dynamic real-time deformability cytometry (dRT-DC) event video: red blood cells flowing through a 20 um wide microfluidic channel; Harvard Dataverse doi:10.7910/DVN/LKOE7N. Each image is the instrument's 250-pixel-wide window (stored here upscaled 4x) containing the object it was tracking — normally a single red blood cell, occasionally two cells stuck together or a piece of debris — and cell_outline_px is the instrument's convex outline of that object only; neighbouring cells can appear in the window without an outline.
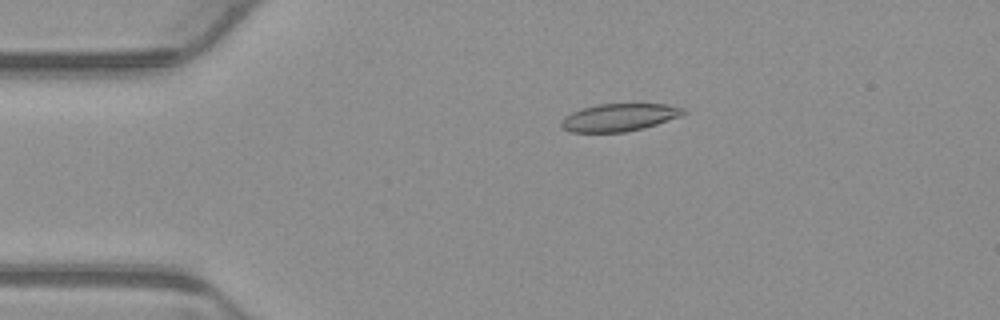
{"species": "common noctule bat (a hibernating species)", "species_latin": "Nyctalus noctula", "temperature_condition": "warm", "stored_images_in_passage": 5, "camera_frame_rate_fps": 3000, "um_per_image_px": 0.085, "animal": {"sex": "male", "body_mass_g": 23.1, "forearm_length_mm": 52.7}, "frame": {"image": 1, "passage_image": 3, "time_ms": 0.667, "image_size_px": [1000, 320], "cell_outline_px": [[688, 112], [680, 116], [644, 128], [624, 132], [572, 132], [564, 128], [560, 124], [560, 120], [564, 116], [580, 108], [596, 104], [664, 104], [684, 108]], "centroid_in_image_um": [52.61, 9.97], "position_along_channel_um": 32.4, "area_um2": 19.65}}
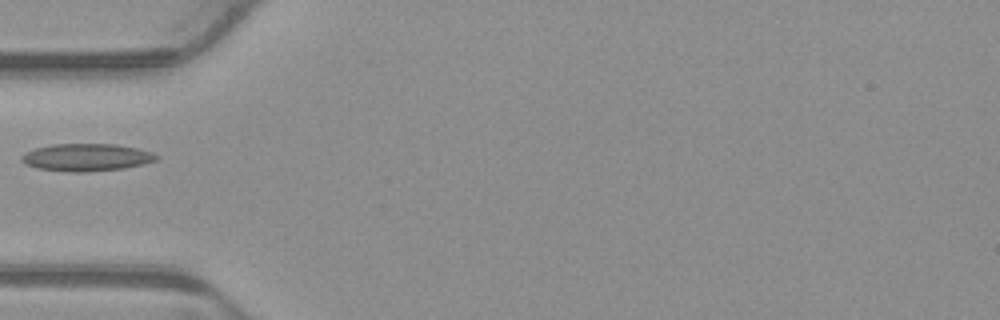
{"frame": {"image": 2, "passage_image": 5, "time_ms": 1.333, "image_size_px": [1000, 320], "cell_outline_px": [[160, 156], [156, 160], [144, 164], [124, 168], [88, 172], [64, 172], [36, 168], [24, 164], [20, 160], [20, 156], [24, 152], [36, 148], [52, 144], [116, 144], [136, 148], [152, 152]], "centroid_in_image_um": [7.31, 13.38], "position_along_channel_um": 77.7, "area_um2": 21.85}}